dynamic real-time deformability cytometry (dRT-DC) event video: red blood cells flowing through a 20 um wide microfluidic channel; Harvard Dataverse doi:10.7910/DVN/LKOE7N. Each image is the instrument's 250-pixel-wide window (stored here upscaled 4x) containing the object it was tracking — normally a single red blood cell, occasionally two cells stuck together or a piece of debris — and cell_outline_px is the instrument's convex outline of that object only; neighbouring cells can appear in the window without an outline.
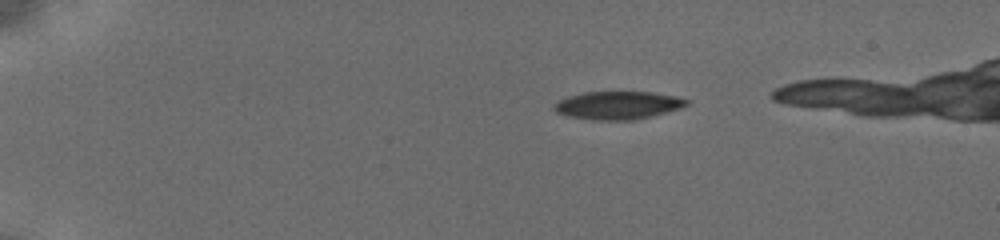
{"species": "common noctule bat (a hibernating species)", "species_latin": "Nyctalus noctula", "temperature_condition": "cold", "stored_images_in_passage": 35, "camera_frame_rate_fps": 3000, "um_per_image_px": 0.085, "animal": {"sex": "female", "body_mass_g": 19.5, "forearm_length_mm": 54.1}, "frame": {"image": 1, "passage_image": 1, "time_ms": 0.0, "image_size_px": [1000, 240], "cell_outline_px": [[688, 104], [680, 108], [632, 120], [592, 120], [568, 116], [556, 112], [552, 108], [560, 100], [568, 96], [584, 92], [652, 92], [676, 96], [688, 100]], "centroid_in_image_um": [52.49, 8.94], "position_along_channel_um": 32.5, "area_um2": 21.33}}
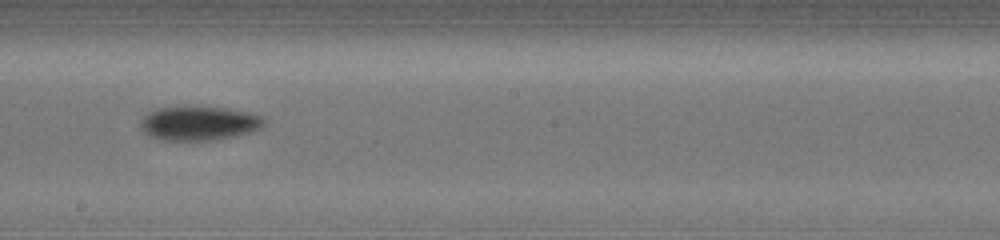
{"frame": {"image": 2, "passage_image": 17, "time_ms": 7.333, "image_size_px": [1000, 240], "cell_outline_px": [[264, 124], [260, 128], [252, 132], [236, 136], [216, 140], [156, 140], [148, 136], [140, 128], [140, 124], [144, 116], [156, 108], [224, 108], [248, 112], [264, 116]], "centroid_in_image_um": [16.92, 10.51], "position_along_channel_um": 231.3, "area_um2": 24.39}}
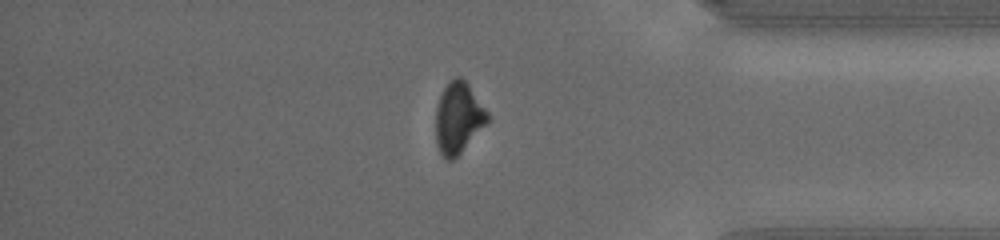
{"frame": {"image": 3, "passage_image": 31, "time_ms": 12.0, "image_size_px": [1000, 240], "cell_outline_px": [[488, 124], [452, 160], [444, 160], [436, 144], [436, 108], [440, 96], [444, 88], [456, 76], [460, 76], [468, 84], [488, 112]], "centroid_in_image_um": [38.96, 10.04], "position_along_channel_um": 396.2, "area_um2": 21.27}}